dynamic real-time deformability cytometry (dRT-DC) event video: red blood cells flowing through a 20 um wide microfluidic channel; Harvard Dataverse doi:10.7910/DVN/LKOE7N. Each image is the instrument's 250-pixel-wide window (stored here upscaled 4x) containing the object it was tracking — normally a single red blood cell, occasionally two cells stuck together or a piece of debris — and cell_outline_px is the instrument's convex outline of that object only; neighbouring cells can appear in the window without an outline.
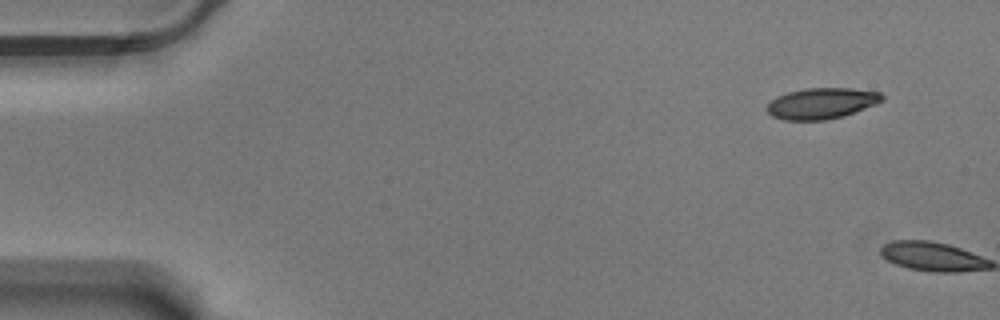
{"species": "Egyptian fruit bat (a non-hibernating species)", "species_latin": "Rousettus aegyptiacus", "temperature_condition": "warm", "stored_images_in_passage": 2, "camera_frame_rate_fps": 3000, "um_per_image_px": 0.085, "animal": {"sex": "male"}, "frame": {"image": 1, "passage_image": 1, "time_ms": 0.0, "image_size_px": [1000, 320], "cell_outline_px": [[884, 100], [876, 104], [844, 116], [824, 120], [784, 120], [772, 116], [764, 108], [776, 96], [788, 92], [804, 88], [852, 88], [880, 92], [884, 96]], "centroid_in_image_um": [69.83, 8.78], "position_along_channel_um": 15.2, "area_um2": 20.92}}